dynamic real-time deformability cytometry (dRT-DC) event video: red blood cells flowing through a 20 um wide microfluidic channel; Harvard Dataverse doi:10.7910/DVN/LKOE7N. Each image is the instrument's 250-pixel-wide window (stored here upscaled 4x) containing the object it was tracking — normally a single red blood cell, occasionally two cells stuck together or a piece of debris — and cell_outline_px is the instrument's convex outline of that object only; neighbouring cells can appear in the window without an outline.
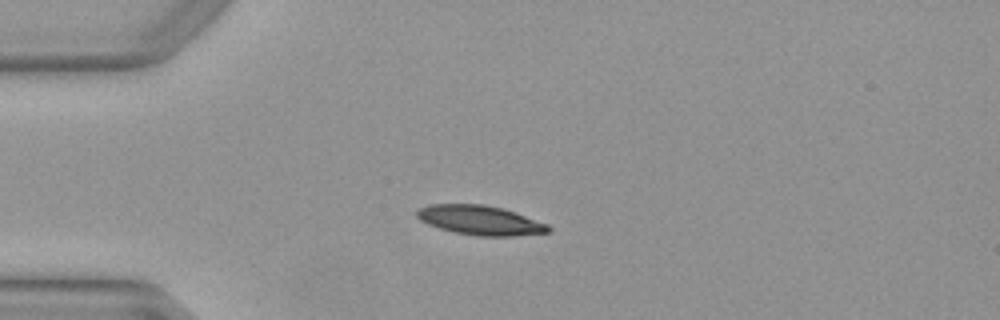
{"species": "Egyptian fruit bat (a non-hibernating species)", "species_latin": "Rousettus aegyptiacus", "temperature_condition": "warm", "stored_images_in_passage": 39, "camera_frame_rate_fps": 3000, "um_per_image_px": 0.085, "animal": {"sex": "female"}, "frame": {"image": 1, "passage_image": 1, "time_ms": 0.0, "image_size_px": [1000, 320], "cell_outline_px": [[552, 232], [512, 236], [476, 236], [456, 232], [440, 228], [428, 224], [420, 220], [416, 216], [416, 212], [420, 208], [428, 204], [484, 204], [504, 208], [516, 212], [548, 224], [552, 228]], "centroid_in_image_um": [40.85, 18.71], "position_along_channel_um": 44.1, "area_um2": 22.72}}
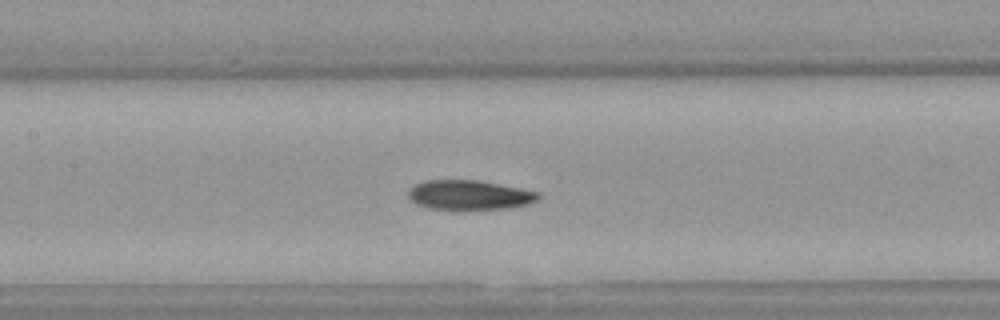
{"frame": {"image": 2, "passage_image": 12, "time_ms": 3.667, "image_size_px": [1000, 320], "cell_outline_px": [[540, 196], [536, 200], [528, 204], [508, 208], [428, 208], [416, 204], [408, 196], [408, 188], [412, 184], [424, 180], [480, 180], [540, 192]], "centroid_in_image_um": [39.86, 16.54], "position_along_channel_um": 167.5, "area_um2": 22.2}}
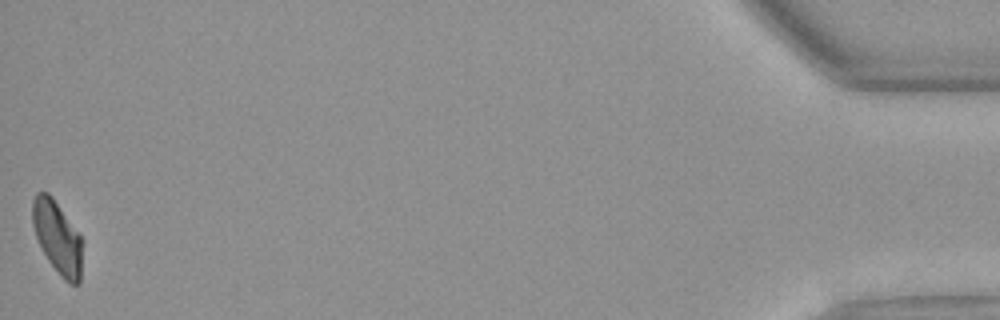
{"frame": {"image": 3, "passage_image": 39, "time_ms": 12.667, "image_size_px": [1000, 320], "cell_outline_px": [[84, 240], [80, 284], [68, 284], [60, 276], [48, 260], [36, 236], [32, 224], [32, 200], [36, 192], [48, 192], [52, 196]], "centroid_in_image_um": [4.91, 20.19], "position_along_channel_um": 430.3, "area_um2": 21.44}, "authors_computed_cell_mechanics": {"area_um2": 22.7732, "velocity_mm_per_s": 3.9978, "shape_relaxation_time_tau1_ms": 10.7121, "shape_relaxation_time_tau2_ms": 5.6465, "deformation_change_tau1": 0.254, "deformation_change_tau2": 0.107}}